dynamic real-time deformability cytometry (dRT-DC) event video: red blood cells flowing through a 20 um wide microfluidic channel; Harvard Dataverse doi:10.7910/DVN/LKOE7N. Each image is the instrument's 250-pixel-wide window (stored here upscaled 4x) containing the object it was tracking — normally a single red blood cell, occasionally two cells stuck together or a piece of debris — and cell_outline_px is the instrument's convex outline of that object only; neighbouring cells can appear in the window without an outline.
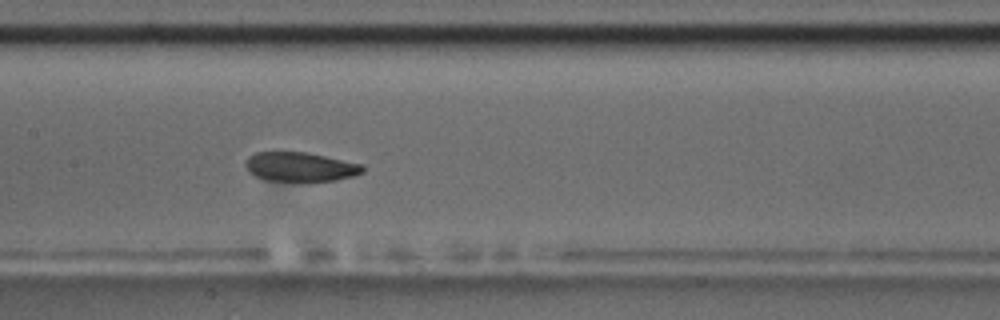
{"species": "common noctule bat (a hibernating species)", "species_latin": "Nyctalus noctula", "temperature_condition": "room temperature", "stored_images_in_passage": 7, "camera_frame_rate_fps": 3000, "um_per_image_px": 0.085, "animal": {"sex": "male", "body_mass_g": 17.5, "forearm_length_mm": 52.3}, "frame": {"image": 1, "passage_image": 7, "time_ms": 6.667, "image_size_px": [1000, 320], "cell_outline_px": [[364, 172], [352, 176], [336, 180], [264, 180], [248, 172], [244, 164], [248, 156], [256, 152], [308, 152], [364, 164]], "centroid_in_image_um": [25.52, 14.16], "position_along_channel_um": 181.9, "area_um2": 19.94}}